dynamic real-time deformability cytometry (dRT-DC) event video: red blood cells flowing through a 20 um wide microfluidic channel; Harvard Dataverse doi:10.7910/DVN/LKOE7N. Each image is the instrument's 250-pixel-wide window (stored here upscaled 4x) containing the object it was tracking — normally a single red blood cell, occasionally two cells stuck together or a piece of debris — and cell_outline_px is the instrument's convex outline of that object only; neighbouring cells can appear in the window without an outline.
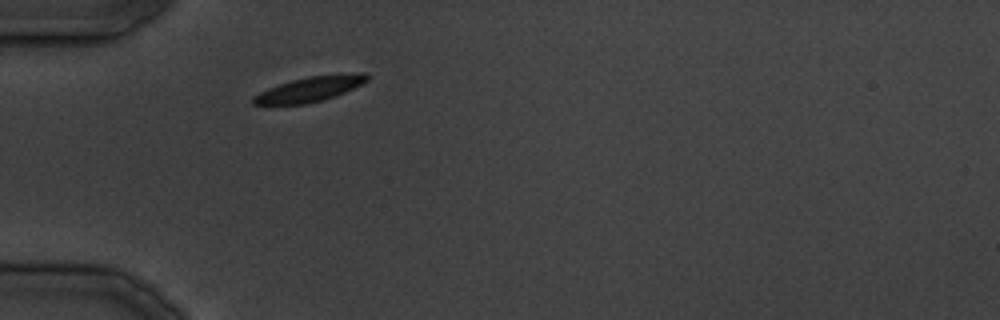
{"species": "common noctule bat (a hibernating species)", "species_latin": "Nyctalus noctula", "temperature_condition": "cold", "stored_images_in_passage": 27, "camera_frame_rate_fps": 3000, "um_per_image_px": 0.085, "animal": {"sex": "male", "body_mass_g": 19.5, "forearm_length_mm": 54.6}, "frame": {"image": 1, "passage_image": 1, "time_ms": 0.0, "image_size_px": [1000, 320], "cell_outline_px": [[372, 76], [368, 80], [336, 96], [308, 104], [252, 104], [252, 96], [268, 88], [292, 80], [308, 76], [360, 72], [364, 72]], "centroid_in_image_um": [26.36, 7.56], "position_along_channel_um": 58.6, "area_um2": 16.53}}
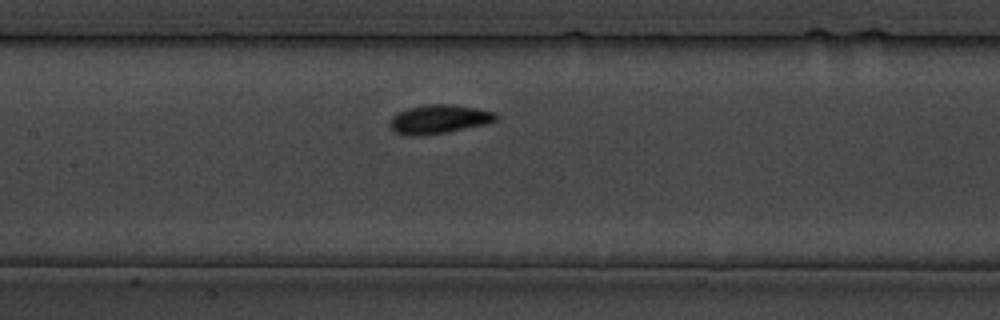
{"frame": {"image": 2, "passage_image": 8, "time_ms": 8.0, "image_size_px": [1000, 320], "cell_outline_px": [[496, 120], [488, 124], [444, 132], [412, 136], [396, 132], [388, 124], [392, 116], [396, 112], [408, 108], [428, 104], [452, 104], [476, 108], [492, 112], [496, 116]], "centroid_in_image_um": [37.28, 10.11], "position_along_channel_um": 170.1, "area_um2": 17.57}}
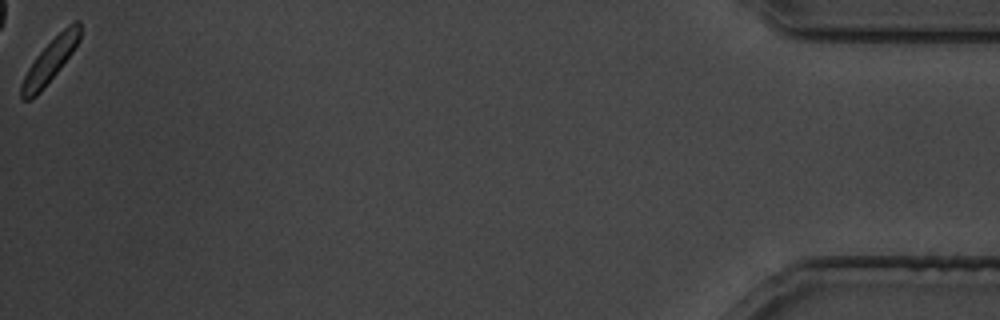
{"frame": {"image": 3, "passage_image": 27, "time_ms": 31.667, "image_size_px": [1000, 320], "cell_outline_px": [[80, 40], [72, 52], [60, 68], [44, 88], [36, 96], [28, 100], [20, 100], [20, 84], [28, 68], [36, 56], [68, 24], [76, 20], [80, 20]], "centroid_in_image_um": [4.23, 5.19], "position_along_channel_um": 431.0, "area_um2": 14.57}}